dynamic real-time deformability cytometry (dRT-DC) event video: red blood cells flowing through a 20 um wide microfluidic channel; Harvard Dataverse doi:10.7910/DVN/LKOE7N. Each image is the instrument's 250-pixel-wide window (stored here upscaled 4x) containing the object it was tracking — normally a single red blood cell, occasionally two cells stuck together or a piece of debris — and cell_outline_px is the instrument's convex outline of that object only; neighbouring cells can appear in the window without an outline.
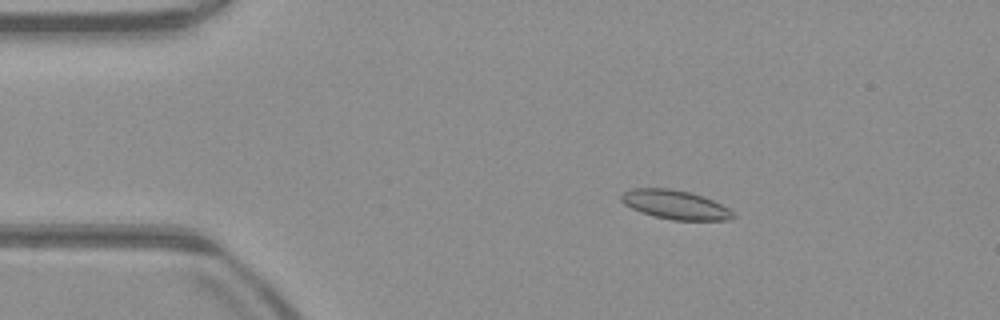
{"species": "common noctule bat (a hibernating species)", "species_latin": "Nyctalus noctula", "temperature_condition": "warm", "stored_images_in_passage": 44, "camera_frame_rate_fps": 3000, "um_per_image_px": 0.085, "animal": {"sex": "male", "body_mass_g": 23.1, "forearm_length_mm": 52.7}, "frame": {"image": 1, "passage_image": 1, "time_ms": 0.0, "image_size_px": [1000, 320], "cell_outline_px": [[736, 216], [732, 220], [672, 220], [640, 212], [624, 204], [620, 200], [620, 196], [624, 192], [632, 188], [668, 188], [688, 192], [712, 200], [728, 208]], "centroid_in_image_um": [57.37, 17.4], "position_along_channel_um": 27.6, "area_um2": 18.73}}
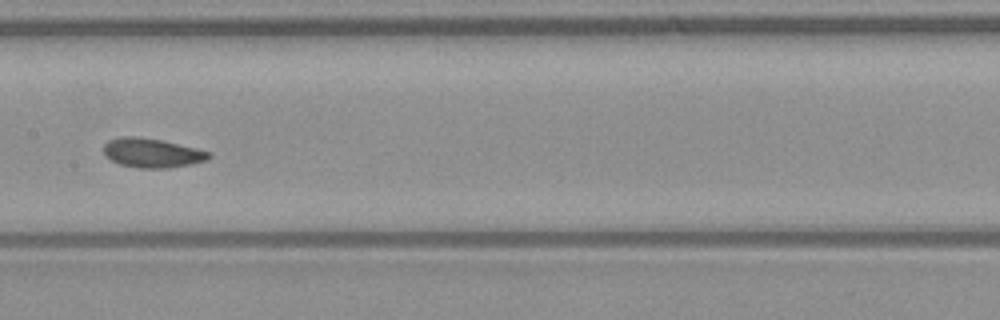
{"frame": {"image": 2, "passage_image": 18, "time_ms": 5.667, "image_size_px": [1000, 320], "cell_outline_px": [[212, 156], [208, 160], [168, 168], [140, 168], [120, 164], [104, 156], [104, 144], [108, 140], [120, 136], [132, 136], [164, 140], [212, 152]], "centroid_in_image_um": [12.93, 12.99], "position_along_channel_um": 194.5, "area_um2": 18.03}}
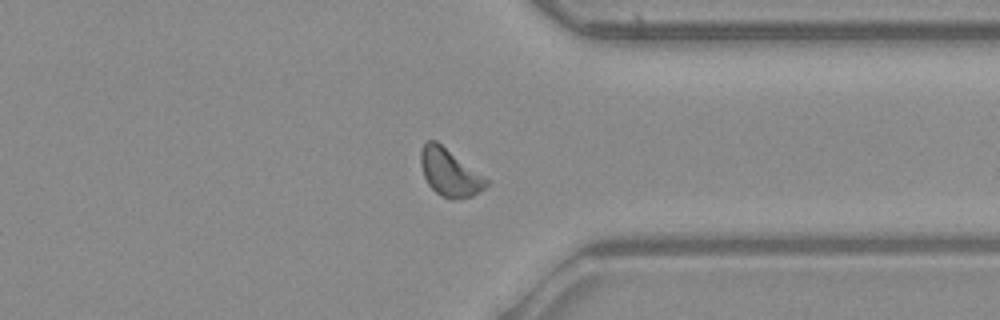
{"frame": {"image": 3, "passage_image": 32, "time_ms": 10.333, "image_size_px": [1000, 320], "cell_outline_px": [[488, 184], [484, 188], [472, 196], [452, 200], [440, 196], [428, 184], [424, 176], [420, 164], [420, 152], [424, 144], [428, 140], [436, 140], [484, 176], [488, 180]], "centroid_in_image_um": [38.2, 14.67], "position_along_channel_um": 373.2, "area_um2": 17.98}, "authors_computed_cell_mechanics": {"area_um2": 17.7157, "velocity_mm_per_s": 3.9347, "shape_relaxation_time_tau1_ms": 4.7033, "shape_relaxation_time_tau2_ms": 1.7837, "deformation_change_tau1": 0.0784, "deformation_change_tau2": 0.0602}}